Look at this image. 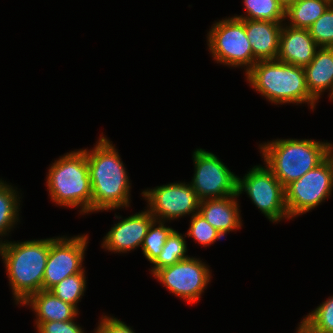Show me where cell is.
Wrapping results in <instances>:
<instances>
[{
    "label": "cell",
    "instance_id": "obj_2",
    "mask_svg": "<svg viewBox=\"0 0 333 333\" xmlns=\"http://www.w3.org/2000/svg\"><path fill=\"white\" fill-rule=\"evenodd\" d=\"M50 249V238L26 241L7 240L0 245L9 286L16 305L43 290V277Z\"/></svg>",
    "mask_w": 333,
    "mask_h": 333
},
{
    "label": "cell",
    "instance_id": "obj_3",
    "mask_svg": "<svg viewBox=\"0 0 333 333\" xmlns=\"http://www.w3.org/2000/svg\"><path fill=\"white\" fill-rule=\"evenodd\" d=\"M249 86L268 102L278 104H307L314 110L318 101L310 94L303 67L279 60L257 61L245 74Z\"/></svg>",
    "mask_w": 333,
    "mask_h": 333
},
{
    "label": "cell",
    "instance_id": "obj_17",
    "mask_svg": "<svg viewBox=\"0 0 333 333\" xmlns=\"http://www.w3.org/2000/svg\"><path fill=\"white\" fill-rule=\"evenodd\" d=\"M30 306L36 319L37 327L42 322L71 321L80 311L70 303L62 301L49 290H41L29 296L20 306Z\"/></svg>",
    "mask_w": 333,
    "mask_h": 333
},
{
    "label": "cell",
    "instance_id": "obj_26",
    "mask_svg": "<svg viewBox=\"0 0 333 333\" xmlns=\"http://www.w3.org/2000/svg\"><path fill=\"white\" fill-rule=\"evenodd\" d=\"M190 218L189 229L185 235L198 242L199 245L206 248L224 238L223 235L211 226L199 212L190 216Z\"/></svg>",
    "mask_w": 333,
    "mask_h": 333
},
{
    "label": "cell",
    "instance_id": "obj_9",
    "mask_svg": "<svg viewBox=\"0 0 333 333\" xmlns=\"http://www.w3.org/2000/svg\"><path fill=\"white\" fill-rule=\"evenodd\" d=\"M194 173L189 182L200 201L237 194V175L215 154L196 148L192 154Z\"/></svg>",
    "mask_w": 333,
    "mask_h": 333
},
{
    "label": "cell",
    "instance_id": "obj_19",
    "mask_svg": "<svg viewBox=\"0 0 333 333\" xmlns=\"http://www.w3.org/2000/svg\"><path fill=\"white\" fill-rule=\"evenodd\" d=\"M16 186L0 179V237L9 236L15 226L20 222L19 211L21 209L22 193H18ZM21 194V195H19ZM0 238V245L6 239Z\"/></svg>",
    "mask_w": 333,
    "mask_h": 333
},
{
    "label": "cell",
    "instance_id": "obj_8",
    "mask_svg": "<svg viewBox=\"0 0 333 333\" xmlns=\"http://www.w3.org/2000/svg\"><path fill=\"white\" fill-rule=\"evenodd\" d=\"M333 167L326 157L319 165L285 187V202L290 219L314 210L331 197Z\"/></svg>",
    "mask_w": 333,
    "mask_h": 333
},
{
    "label": "cell",
    "instance_id": "obj_20",
    "mask_svg": "<svg viewBox=\"0 0 333 333\" xmlns=\"http://www.w3.org/2000/svg\"><path fill=\"white\" fill-rule=\"evenodd\" d=\"M331 6V0H297L285 10L287 25L309 29Z\"/></svg>",
    "mask_w": 333,
    "mask_h": 333
},
{
    "label": "cell",
    "instance_id": "obj_4",
    "mask_svg": "<svg viewBox=\"0 0 333 333\" xmlns=\"http://www.w3.org/2000/svg\"><path fill=\"white\" fill-rule=\"evenodd\" d=\"M49 166L46 187L51 201L61 207L79 208L81 215L90 214L92 188L86 152H67Z\"/></svg>",
    "mask_w": 333,
    "mask_h": 333
},
{
    "label": "cell",
    "instance_id": "obj_16",
    "mask_svg": "<svg viewBox=\"0 0 333 333\" xmlns=\"http://www.w3.org/2000/svg\"><path fill=\"white\" fill-rule=\"evenodd\" d=\"M238 198L236 194L220 199L202 200L199 204V213L225 237L230 232L242 228L243 220Z\"/></svg>",
    "mask_w": 333,
    "mask_h": 333
},
{
    "label": "cell",
    "instance_id": "obj_23",
    "mask_svg": "<svg viewBox=\"0 0 333 333\" xmlns=\"http://www.w3.org/2000/svg\"><path fill=\"white\" fill-rule=\"evenodd\" d=\"M166 221L153 220L142 243V254L152 263L161 253L167 237L174 230Z\"/></svg>",
    "mask_w": 333,
    "mask_h": 333
},
{
    "label": "cell",
    "instance_id": "obj_21",
    "mask_svg": "<svg viewBox=\"0 0 333 333\" xmlns=\"http://www.w3.org/2000/svg\"><path fill=\"white\" fill-rule=\"evenodd\" d=\"M186 237L187 236L185 234H181L176 230H173L170 233L165 241L161 253L151 263L152 267L150 271L152 275L161 268L171 266L190 257L186 254L188 251L185 240Z\"/></svg>",
    "mask_w": 333,
    "mask_h": 333
},
{
    "label": "cell",
    "instance_id": "obj_28",
    "mask_svg": "<svg viewBox=\"0 0 333 333\" xmlns=\"http://www.w3.org/2000/svg\"><path fill=\"white\" fill-rule=\"evenodd\" d=\"M36 328L37 333H87L74 320L42 322Z\"/></svg>",
    "mask_w": 333,
    "mask_h": 333
},
{
    "label": "cell",
    "instance_id": "obj_12",
    "mask_svg": "<svg viewBox=\"0 0 333 333\" xmlns=\"http://www.w3.org/2000/svg\"><path fill=\"white\" fill-rule=\"evenodd\" d=\"M88 234L50 237V249L43 277V290H50L64 278L81 273Z\"/></svg>",
    "mask_w": 333,
    "mask_h": 333
},
{
    "label": "cell",
    "instance_id": "obj_18",
    "mask_svg": "<svg viewBox=\"0 0 333 333\" xmlns=\"http://www.w3.org/2000/svg\"><path fill=\"white\" fill-rule=\"evenodd\" d=\"M304 72L310 94L319 102L327 90L333 101V47H320Z\"/></svg>",
    "mask_w": 333,
    "mask_h": 333
},
{
    "label": "cell",
    "instance_id": "obj_27",
    "mask_svg": "<svg viewBox=\"0 0 333 333\" xmlns=\"http://www.w3.org/2000/svg\"><path fill=\"white\" fill-rule=\"evenodd\" d=\"M310 35L320 47H333V7L330 6L309 28Z\"/></svg>",
    "mask_w": 333,
    "mask_h": 333
},
{
    "label": "cell",
    "instance_id": "obj_1",
    "mask_svg": "<svg viewBox=\"0 0 333 333\" xmlns=\"http://www.w3.org/2000/svg\"><path fill=\"white\" fill-rule=\"evenodd\" d=\"M86 152L92 188L91 212L130 207L131 181L115 145L102 133Z\"/></svg>",
    "mask_w": 333,
    "mask_h": 333
},
{
    "label": "cell",
    "instance_id": "obj_32",
    "mask_svg": "<svg viewBox=\"0 0 333 333\" xmlns=\"http://www.w3.org/2000/svg\"><path fill=\"white\" fill-rule=\"evenodd\" d=\"M278 1L286 10L292 3H294L297 0H278Z\"/></svg>",
    "mask_w": 333,
    "mask_h": 333
},
{
    "label": "cell",
    "instance_id": "obj_6",
    "mask_svg": "<svg viewBox=\"0 0 333 333\" xmlns=\"http://www.w3.org/2000/svg\"><path fill=\"white\" fill-rule=\"evenodd\" d=\"M208 51L217 64L244 68L246 74L253 67L252 47L245 31V19L234 16L213 23L207 33Z\"/></svg>",
    "mask_w": 333,
    "mask_h": 333
},
{
    "label": "cell",
    "instance_id": "obj_11",
    "mask_svg": "<svg viewBox=\"0 0 333 333\" xmlns=\"http://www.w3.org/2000/svg\"><path fill=\"white\" fill-rule=\"evenodd\" d=\"M146 209L155 220L171 221L199 212L200 200L189 182H174L145 189Z\"/></svg>",
    "mask_w": 333,
    "mask_h": 333
},
{
    "label": "cell",
    "instance_id": "obj_15",
    "mask_svg": "<svg viewBox=\"0 0 333 333\" xmlns=\"http://www.w3.org/2000/svg\"><path fill=\"white\" fill-rule=\"evenodd\" d=\"M284 22L245 19V31L252 47L253 65L261 60H276Z\"/></svg>",
    "mask_w": 333,
    "mask_h": 333
},
{
    "label": "cell",
    "instance_id": "obj_13",
    "mask_svg": "<svg viewBox=\"0 0 333 333\" xmlns=\"http://www.w3.org/2000/svg\"><path fill=\"white\" fill-rule=\"evenodd\" d=\"M115 219H119V221L103 237L101 247L108 252L122 254L142 246L154 217L148 210L144 209L126 218L115 214Z\"/></svg>",
    "mask_w": 333,
    "mask_h": 333
},
{
    "label": "cell",
    "instance_id": "obj_14",
    "mask_svg": "<svg viewBox=\"0 0 333 333\" xmlns=\"http://www.w3.org/2000/svg\"><path fill=\"white\" fill-rule=\"evenodd\" d=\"M319 48L309 29L294 28L283 23L277 60L304 68L310 64Z\"/></svg>",
    "mask_w": 333,
    "mask_h": 333
},
{
    "label": "cell",
    "instance_id": "obj_7",
    "mask_svg": "<svg viewBox=\"0 0 333 333\" xmlns=\"http://www.w3.org/2000/svg\"><path fill=\"white\" fill-rule=\"evenodd\" d=\"M244 192L270 222L290 220L285 187L265 164L253 166L242 178L237 176V195Z\"/></svg>",
    "mask_w": 333,
    "mask_h": 333
},
{
    "label": "cell",
    "instance_id": "obj_31",
    "mask_svg": "<svg viewBox=\"0 0 333 333\" xmlns=\"http://www.w3.org/2000/svg\"><path fill=\"white\" fill-rule=\"evenodd\" d=\"M327 158L329 159L333 167V144L329 142H327Z\"/></svg>",
    "mask_w": 333,
    "mask_h": 333
},
{
    "label": "cell",
    "instance_id": "obj_10",
    "mask_svg": "<svg viewBox=\"0 0 333 333\" xmlns=\"http://www.w3.org/2000/svg\"><path fill=\"white\" fill-rule=\"evenodd\" d=\"M154 277L169 293L181 298L188 304H195L211 282L210 266L200 258L189 257L176 264L157 270Z\"/></svg>",
    "mask_w": 333,
    "mask_h": 333
},
{
    "label": "cell",
    "instance_id": "obj_22",
    "mask_svg": "<svg viewBox=\"0 0 333 333\" xmlns=\"http://www.w3.org/2000/svg\"><path fill=\"white\" fill-rule=\"evenodd\" d=\"M243 5L246 14H234V17L239 19L267 20L273 22L286 21L285 9L278 0H243Z\"/></svg>",
    "mask_w": 333,
    "mask_h": 333
},
{
    "label": "cell",
    "instance_id": "obj_29",
    "mask_svg": "<svg viewBox=\"0 0 333 333\" xmlns=\"http://www.w3.org/2000/svg\"><path fill=\"white\" fill-rule=\"evenodd\" d=\"M115 316L102 315L93 333H136L132 327Z\"/></svg>",
    "mask_w": 333,
    "mask_h": 333
},
{
    "label": "cell",
    "instance_id": "obj_5",
    "mask_svg": "<svg viewBox=\"0 0 333 333\" xmlns=\"http://www.w3.org/2000/svg\"><path fill=\"white\" fill-rule=\"evenodd\" d=\"M258 147L264 164L284 187L327 157V141L278 138L263 142Z\"/></svg>",
    "mask_w": 333,
    "mask_h": 333
},
{
    "label": "cell",
    "instance_id": "obj_24",
    "mask_svg": "<svg viewBox=\"0 0 333 333\" xmlns=\"http://www.w3.org/2000/svg\"><path fill=\"white\" fill-rule=\"evenodd\" d=\"M85 272L84 269L81 273L64 278L49 291L62 301L70 303L78 309L77 304L81 302L87 287Z\"/></svg>",
    "mask_w": 333,
    "mask_h": 333
},
{
    "label": "cell",
    "instance_id": "obj_30",
    "mask_svg": "<svg viewBox=\"0 0 333 333\" xmlns=\"http://www.w3.org/2000/svg\"><path fill=\"white\" fill-rule=\"evenodd\" d=\"M296 333H314V332L301 319L296 329Z\"/></svg>",
    "mask_w": 333,
    "mask_h": 333
},
{
    "label": "cell",
    "instance_id": "obj_25",
    "mask_svg": "<svg viewBox=\"0 0 333 333\" xmlns=\"http://www.w3.org/2000/svg\"><path fill=\"white\" fill-rule=\"evenodd\" d=\"M302 321L314 333L333 332V295L303 317Z\"/></svg>",
    "mask_w": 333,
    "mask_h": 333
}]
</instances>
